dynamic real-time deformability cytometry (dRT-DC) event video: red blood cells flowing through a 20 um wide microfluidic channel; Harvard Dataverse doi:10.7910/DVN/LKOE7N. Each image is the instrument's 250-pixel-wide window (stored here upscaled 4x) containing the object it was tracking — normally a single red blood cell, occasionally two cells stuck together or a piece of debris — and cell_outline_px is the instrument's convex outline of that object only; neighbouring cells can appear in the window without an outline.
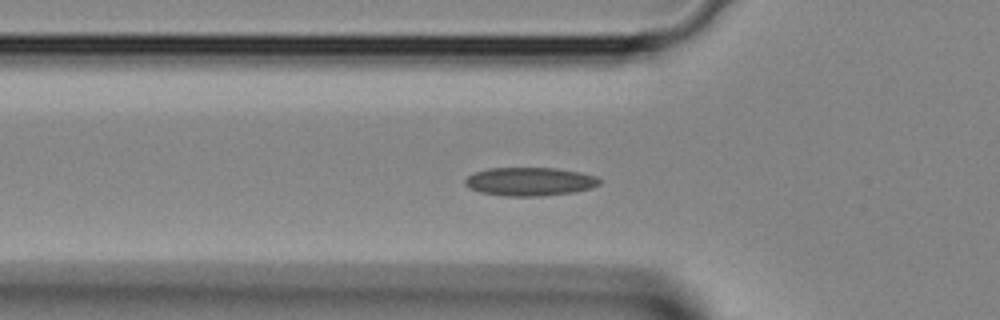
{"species": "Egyptian fruit bat (a non-hibernating species)", "species_latin": "Rousettus aegyptiacus", "temperature_condition": "room temperature", "stored_images_in_passage": 28, "camera_frame_rate_fps": 3000, "um_per_image_px": 0.085, "animal": {"sex": "female"}, "frame": {"image": 1, "passage_image": 6, "time_ms": 1.667, "image_size_px": [1000, 320], "cell_outline_px": [[600, 184], [592, 188], [572, 192], [540, 196], [504, 196], [480, 192], [468, 188], [464, 184], [464, 180], [468, 176], [476, 172], [488, 168], [556, 168], [580, 172], [596, 176], [600, 180]], "centroid_in_image_um": [45.02, 15.43], "position_along_channel_um": 80.8, "area_um2": 22.31}}
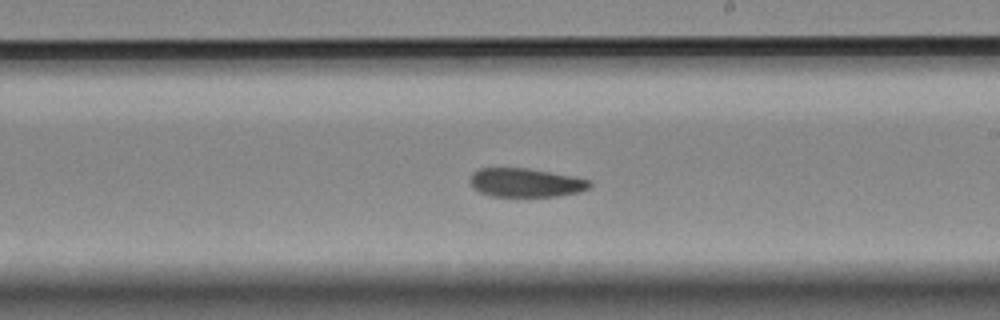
{"frame": {"image": 2, "passage_image": 16, "time_ms": 5.0, "image_size_px": [1000, 320], "cell_outline_px": [[592, 184], [588, 188], [580, 192], [556, 196], [488, 196], [472, 188], [468, 180], [472, 172], [480, 168], [528, 168], [572, 176], [592, 180]], "centroid_in_image_um": [44.65, 15.52], "position_along_channel_um": 244.4, "area_um2": 20.23}}
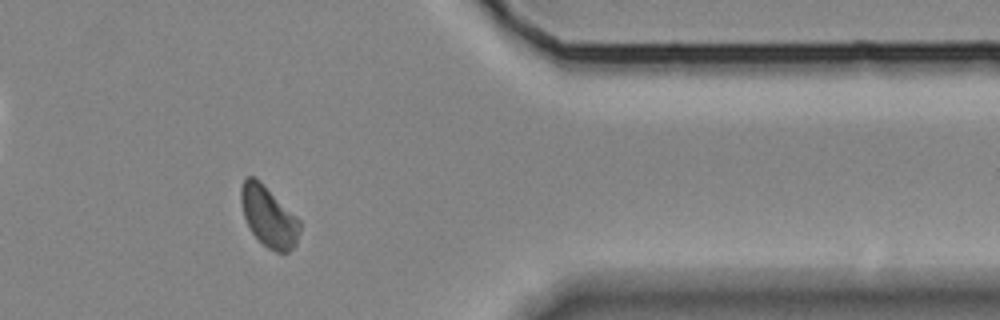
{"frame": {"image": 3, "passage_image": 26, "time_ms": 8.333, "image_size_px": [1000, 320], "cell_outline_px": [[300, 232], [296, 244], [288, 252], [276, 252], [268, 248], [252, 232], [244, 216], [240, 200], [240, 188], [244, 180], [248, 176], [256, 176], [300, 220]], "centroid_in_image_um": [22.84, 18.38], "position_along_channel_um": 388.6, "area_um2": 20.63}}